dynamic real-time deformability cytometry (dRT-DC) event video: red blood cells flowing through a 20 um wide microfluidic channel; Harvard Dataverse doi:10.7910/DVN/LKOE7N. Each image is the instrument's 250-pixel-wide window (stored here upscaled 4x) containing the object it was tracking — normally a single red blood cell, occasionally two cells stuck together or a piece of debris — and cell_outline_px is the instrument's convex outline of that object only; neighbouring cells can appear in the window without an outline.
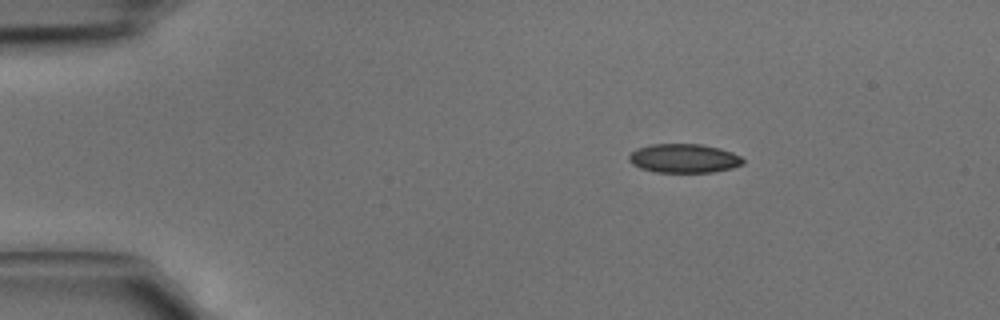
{"species": "common noctule bat (a hibernating species)", "species_latin": "Nyctalus noctula", "temperature_condition": "cold", "stored_images_in_passage": 3, "camera_frame_rate_fps": 3000, "um_per_image_px": 0.085, "animal": {"sex": "male", "body_mass_g": 15.6}, "frame": {"image": 1, "passage_image": 1, "time_ms": 0.0, "image_size_px": [1000, 320], "cell_outline_px": [[744, 164], [732, 168], [712, 172], [656, 172], [640, 168], [632, 164], [628, 160], [628, 156], [636, 148], [648, 144], [700, 144], [720, 148], [732, 152], [740, 156], [744, 160]], "centroid_in_image_um": [58.12, 13.45], "position_along_channel_um": 26.9, "area_um2": 19.36}}
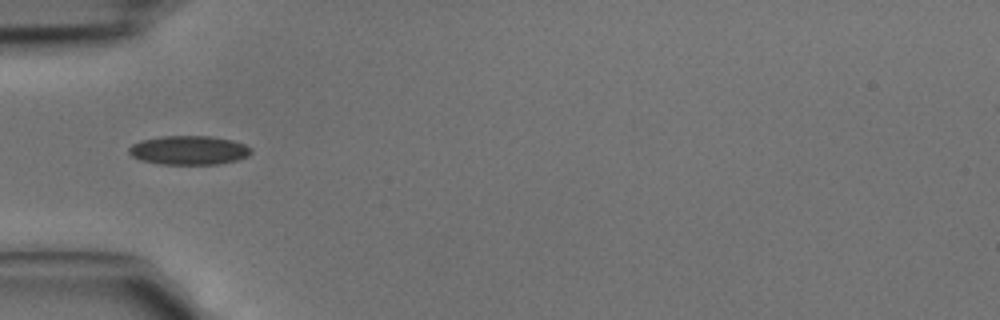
{"frame": {"image": 2, "passage_image": 3, "time_ms": 0.667, "image_size_px": [1000, 320], "cell_outline_px": [[252, 152], [248, 156], [236, 160], [220, 164], [160, 164], [140, 160], [132, 156], [128, 152], [128, 148], [132, 144], [140, 140], [160, 136], [212, 136], [232, 140], [244, 144], [252, 148]], "centroid_in_image_um": [16.04, 12.76], "position_along_channel_um": 69.0, "area_um2": 20.81}}